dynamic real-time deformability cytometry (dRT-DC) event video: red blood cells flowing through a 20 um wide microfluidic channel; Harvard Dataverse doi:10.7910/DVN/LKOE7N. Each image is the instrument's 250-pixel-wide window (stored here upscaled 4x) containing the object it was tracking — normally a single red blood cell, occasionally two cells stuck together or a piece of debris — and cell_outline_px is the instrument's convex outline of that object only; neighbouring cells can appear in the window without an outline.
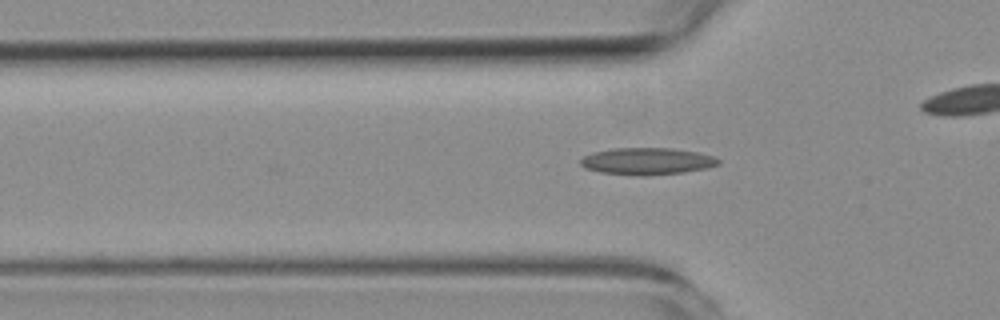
{"species": "common noctule bat (a hibernating species)", "species_latin": "Nyctalus noctula", "temperature_condition": "room temperature", "stored_images_in_passage": 12, "camera_frame_rate_fps": 3000, "um_per_image_px": 0.085, "animal": {"sex": "female", "body_mass_g": 19.3, "forearm_length_mm": 54.1}, "frame": {"image": 1, "passage_image": 2, "time_ms": 1.0, "image_size_px": [1000, 320], "cell_outline_px": [[720, 164], [708, 168], [684, 172], [648, 176], [636, 176], [600, 172], [584, 168], [580, 164], [580, 160], [584, 156], [592, 152], [616, 148], [672, 148], [696, 152], [716, 156], [720, 160]], "centroid_in_image_um": [55.02, 13.71], "position_along_channel_um": 70.8, "area_um2": 21.91}}
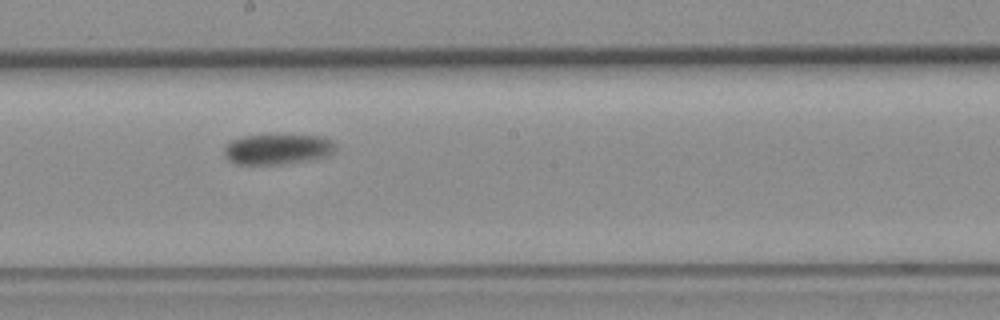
{"frame": {"image": 2, "passage_image": 6, "time_ms": 6.667, "image_size_px": [1000, 320], "cell_outline_px": [[336, 144], [332, 152], [324, 156], [308, 160], [280, 164], [236, 164], [228, 160], [224, 156], [224, 148], [232, 140], [240, 136], [276, 132], [280, 132], [324, 136], [332, 140]], "centroid_in_image_um": [23.57, 12.61], "position_along_channel_um": 224.6, "area_um2": 20.63}}
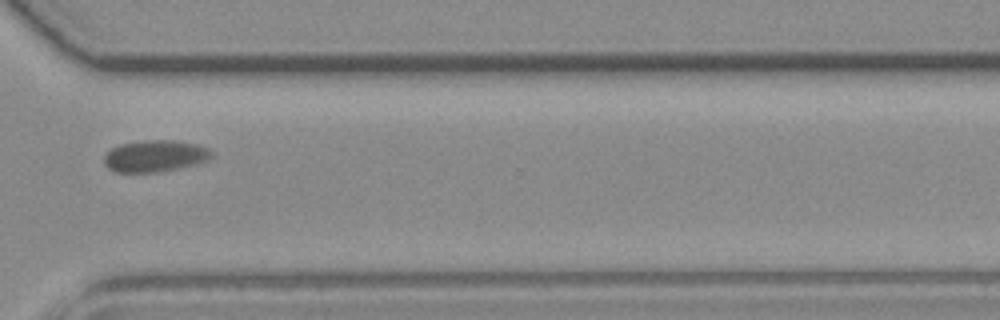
{"frame": {"image": 3, "passage_image": 9, "time_ms": 10.333, "image_size_px": [1000, 320], "cell_outline_px": [[212, 156], [208, 160], [196, 164], [156, 172], [116, 172], [108, 168], [104, 164], [104, 156], [112, 148], [120, 144], [144, 140], [172, 140], [196, 144], [208, 148], [212, 152]], "centroid_in_image_um": [13.16, 13.26], "position_along_channel_um": 357.4, "area_um2": 19.71}}